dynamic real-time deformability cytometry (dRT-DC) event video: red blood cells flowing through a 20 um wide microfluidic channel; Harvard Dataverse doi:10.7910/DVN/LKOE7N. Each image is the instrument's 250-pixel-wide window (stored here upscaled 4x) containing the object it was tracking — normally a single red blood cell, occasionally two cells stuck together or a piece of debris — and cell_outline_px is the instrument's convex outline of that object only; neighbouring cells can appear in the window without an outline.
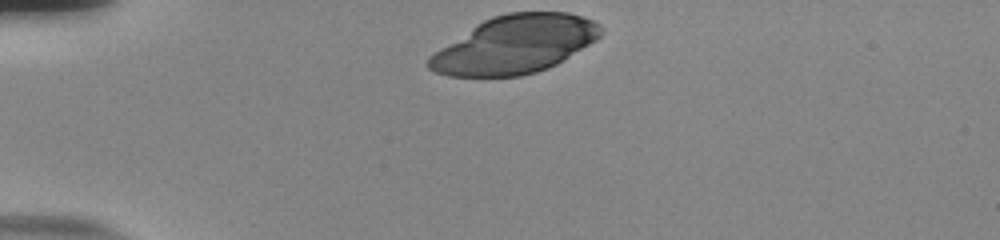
{"species": "human", "species_latin": "Homo sapiens", "temperature_condition": "room temperature", "stored_images_in_passage": 34, "camera_frame_rate_fps": 3000, "um_per_image_px": 0.085, "donor": {"sex": "male"}, "frame": {"image": 1, "passage_image": 1, "time_ms": 0.0, "image_size_px": [1000, 240], "cell_outline_px": [[604, 32], [596, 40], [556, 64], [548, 68], [536, 72], [520, 76], [448, 76], [436, 72], [428, 68], [428, 56], [476, 24], [492, 16], [508, 12], [568, 12], [592, 20], [600, 24], [604, 28]], "centroid_in_image_um": [43.78, 3.78], "position_along_channel_um": 41.2, "area_um2": 57.74}}